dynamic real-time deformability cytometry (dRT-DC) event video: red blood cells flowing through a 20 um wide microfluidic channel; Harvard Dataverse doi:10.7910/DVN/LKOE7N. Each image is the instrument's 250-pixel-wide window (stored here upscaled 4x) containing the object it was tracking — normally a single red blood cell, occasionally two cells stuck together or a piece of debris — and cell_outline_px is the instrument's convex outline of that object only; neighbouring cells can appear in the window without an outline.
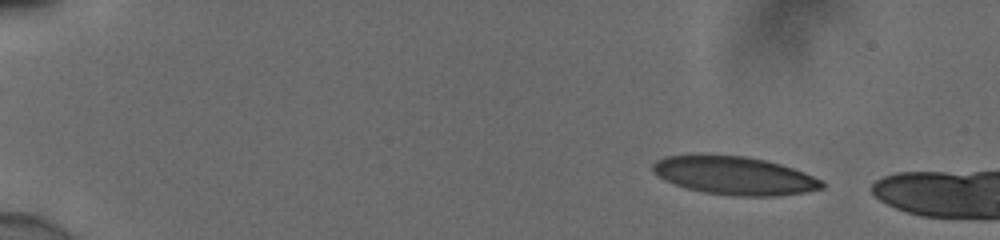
{"species": "human", "species_latin": "Homo sapiens", "temperature_condition": "cold", "stored_images_in_passage": 13, "camera_frame_rate_fps": 3000, "um_per_image_px": 0.085, "donor": {"sex": "male"}, "frame": {"image": 1, "passage_image": 6, "time_ms": 1.667, "image_size_px": [1000, 240], "cell_outline_px": [[824, 188], [804, 192], [776, 196], [736, 196], [704, 192], [688, 188], [664, 180], [652, 172], [652, 164], [656, 160], [664, 156], [688, 152], [692, 152], [744, 156], [764, 160], [780, 164], [804, 172], [824, 180]], "centroid_in_image_um": [62.36, 14.88], "position_along_channel_um": 22.6, "area_um2": 38.44}}